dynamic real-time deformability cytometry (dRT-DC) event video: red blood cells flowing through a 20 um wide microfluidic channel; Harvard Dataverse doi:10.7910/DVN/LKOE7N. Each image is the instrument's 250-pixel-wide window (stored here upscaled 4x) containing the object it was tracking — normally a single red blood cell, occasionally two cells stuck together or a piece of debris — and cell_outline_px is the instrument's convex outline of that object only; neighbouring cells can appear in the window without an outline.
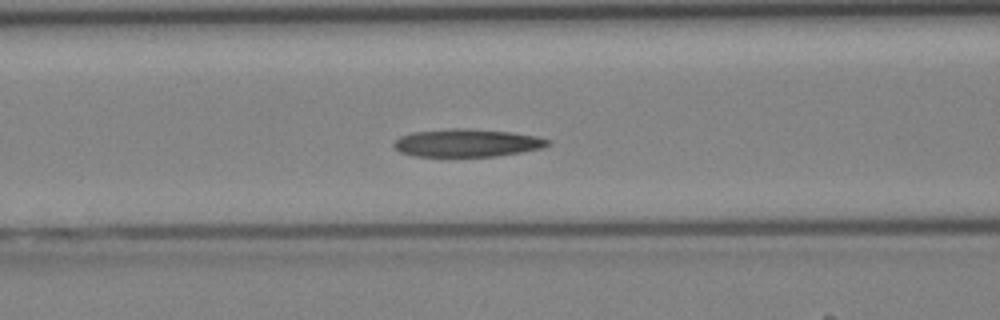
{"species": "Egyptian fruit bat (a non-hibernating species)", "species_latin": "Rousettus aegyptiacus", "temperature_condition": "cold", "stored_images_in_passage": 22, "camera_frame_rate_fps": 3000, "um_per_image_px": 0.085, "animal": {"sex": "female"}, "frame": {"image": 1, "passage_image": 16, "time_ms": 5.0, "image_size_px": [1000, 320], "cell_outline_px": [[552, 140], [548, 144], [540, 148], [520, 152], [496, 156], [412, 156], [400, 152], [392, 144], [400, 136], [412, 132], [452, 128], [464, 128], [512, 132], [536, 136]], "centroid_in_image_um": [39.67, 12.14], "position_along_channel_um": 126.9, "area_um2": 24.85}}
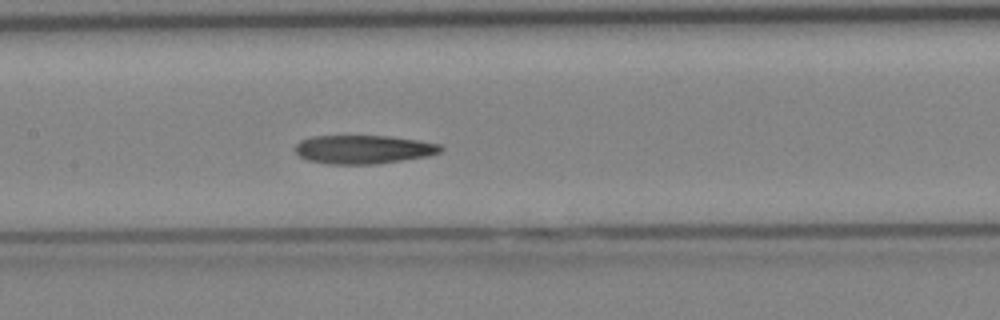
{"frame": {"image": 2, "passage_image": 19, "time_ms": 6.0, "image_size_px": [1000, 320], "cell_outline_px": [[444, 148], [440, 152], [428, 156], [376, 164], [328, 164], [308, 160], [300, 156], [296, 152], [296, 144], [300, 140], [312, 136], [388, 136], [420, 140], [440, 144]], "centroid_in_image_um": [30.91, 12.7], "position_along_channel_um": 176.5, "area_um2": 24.28}}